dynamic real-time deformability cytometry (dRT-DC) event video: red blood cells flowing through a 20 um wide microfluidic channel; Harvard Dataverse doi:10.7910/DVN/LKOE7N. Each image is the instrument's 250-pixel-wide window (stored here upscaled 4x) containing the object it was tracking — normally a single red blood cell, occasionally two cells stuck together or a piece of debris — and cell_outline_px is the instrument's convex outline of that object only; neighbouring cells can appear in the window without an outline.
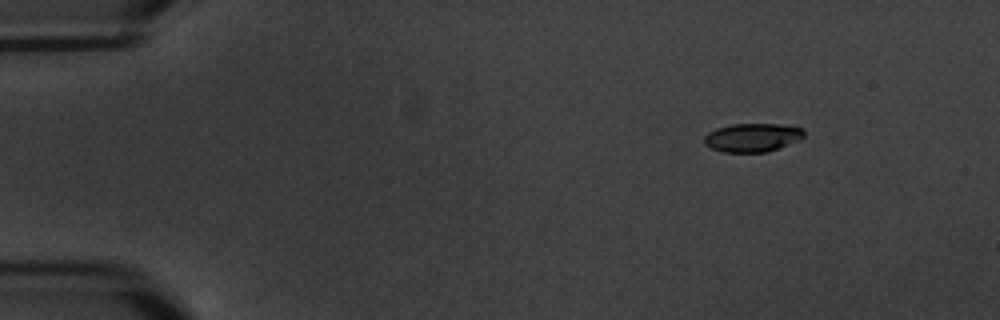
{"species": "common noctule bat (a hibernating species)", "species_latin": "Nyctalus noctula", "temperature_condition": "warm", "stored_images_in_passage": 5, "segment_of_instrument_passage": [1, 2], "camera_frame_rate_fps": 3000, "um_per_image_px": 0.085, "animal": {"sex": "male", "body_mass_g": 20.1, "forearm_length_mm": 53.5}, "frame": {"image": 1, "passage_image": 1, "time_ms": 0.0, "image_size_px": [1000, 320], "cell_outline_px": [[804, 136], [800, 140], [780, 148], [768, 152], [724, 152], [712, 148], [704, 144], [704, 136], [708, 132], [716, 128], [732, 124], [780, 124], [804, 128]], "centroid_in_image_um": [63.98, 11.69], "position_along_channel_um": 21.0, "area_um2": 16.76}}